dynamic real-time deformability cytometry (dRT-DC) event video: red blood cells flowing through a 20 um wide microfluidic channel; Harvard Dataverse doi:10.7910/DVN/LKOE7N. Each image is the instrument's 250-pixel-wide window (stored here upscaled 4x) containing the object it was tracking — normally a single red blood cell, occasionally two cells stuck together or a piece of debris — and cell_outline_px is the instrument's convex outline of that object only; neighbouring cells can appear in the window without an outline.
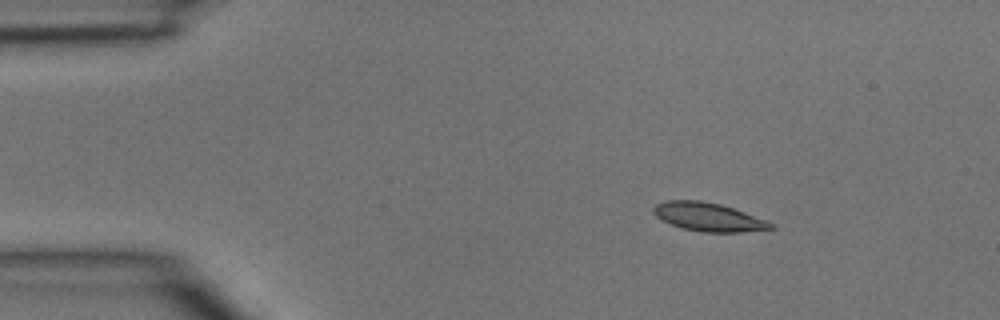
{"species": "common noctule bat (a hibernating species)", "species_latin": "Nyctalus noctula", "temperature_condition": "room temperature", "stored_images_in_passage": 40, "camera_frame_rate_fps": 3000, "um_per_image_px": 0.085, "animal": {"sex": "male", "body_mass_g": 15.6}, "frame": {"image": 1, "passage_image": 1, "time_ms": 0.0, "image_size_px": [1000, 320], "cell_outline_px": [[776, 228], [740, 232], [704, 232], [680, 228], [660, 220], [652, 212], [652, 208], [656, 204], [664, 200], [700, 200], [720, 204], [768, 220]], "centroid_in_image_um": [60.16, 18.44], "position_along_channel_um": 24.8, "area_um2": 19.59}}
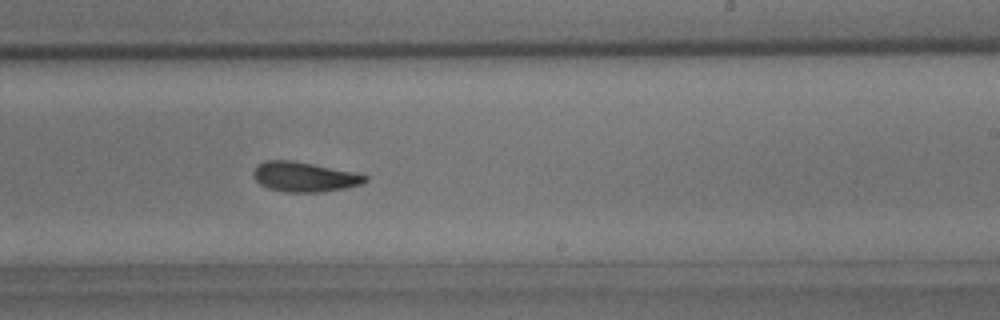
{"frame": {"image": 2, "passage_image": 22, "time_ms": 7.0, "image_size_px": [1000, 320], "cell_outline_px": [[368, 180], [360, 184], [344, 188], [320, 192], [284, 192], [268, 188], [260, 184], [252, 176], [252, 172], [264, 160], [292, 160], [356, 172], [368, 176]], "centroid_in_image_um": [25.86, 15.03], "position_along_channel_um": 263.1, "area_um2": 19.42}}
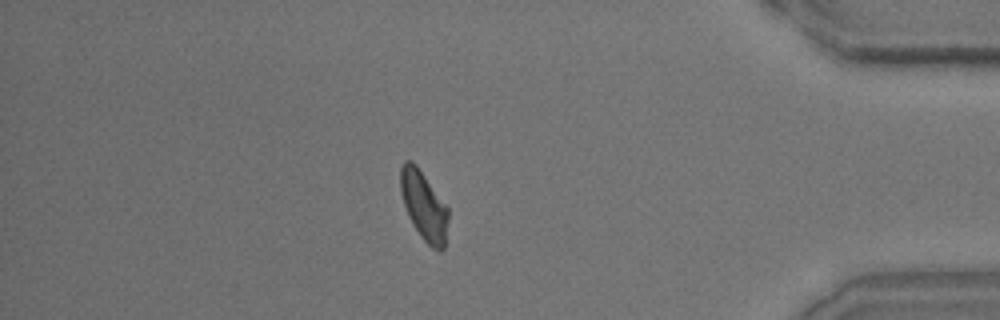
{"frame": {"image": 3, "passage_image": 34, "time_ms": 11.0, "image_size_px": [1000, 320], "cell_outline_px": [[448, 220], [444, 248], [440, 252], [432, 248], [420, 236], [412, 224], [408, 216], [400, 192], [400, 168], [404, 160], [408, 160], [416, 164], [448, 208]], "centroid_in_image_um": [36.01, 17.5], "position_along_channel_um": 399.2, "area_um2": 19.13}}